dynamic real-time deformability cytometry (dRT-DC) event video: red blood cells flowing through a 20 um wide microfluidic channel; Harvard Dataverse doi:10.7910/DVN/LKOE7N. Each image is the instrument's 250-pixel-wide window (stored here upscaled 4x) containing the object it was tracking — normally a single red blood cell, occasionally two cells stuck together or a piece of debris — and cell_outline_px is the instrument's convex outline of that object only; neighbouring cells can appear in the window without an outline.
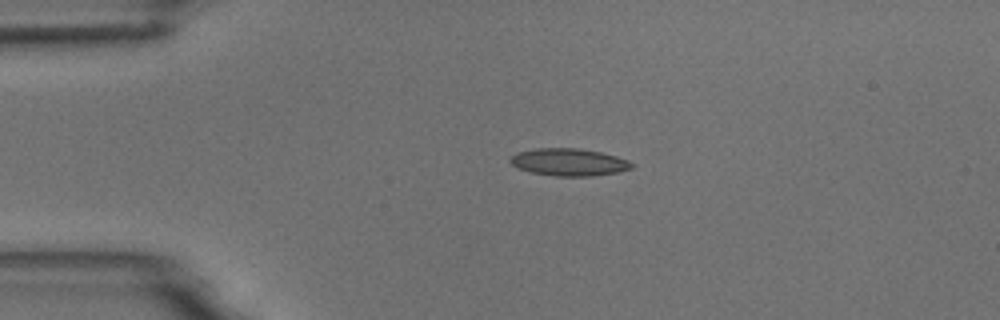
{"species": "common noctule bat (a hibernating species)", "species_latin": "Nyctalus noctula", "temperature_condition": "room temperature", "stored_images_in_passage": 2, "camera_frame_rate_fps": 3000, "um_per_image_px": 0.085, "animal": {"sex": "male", "body_mass_g": 18.8}, "frame": {"image": 1, "passage_image": 1, "time_ms": 0.0, "image_size_px": [1000, 320], "cell_outline_px": [[636, 164], [632, 168], [616, 172], [592, 176], [556, 176], [532, 172], [516, 168], [508, 160], [508, 156], [516, 152], [536, 148], [580, 148], [600, 152], [616, 156], [628, 160]], "centroid_in_image_um": [48.32, 13.77], "position_along_channel_um": 36.7, "area_um2": 19.54}}